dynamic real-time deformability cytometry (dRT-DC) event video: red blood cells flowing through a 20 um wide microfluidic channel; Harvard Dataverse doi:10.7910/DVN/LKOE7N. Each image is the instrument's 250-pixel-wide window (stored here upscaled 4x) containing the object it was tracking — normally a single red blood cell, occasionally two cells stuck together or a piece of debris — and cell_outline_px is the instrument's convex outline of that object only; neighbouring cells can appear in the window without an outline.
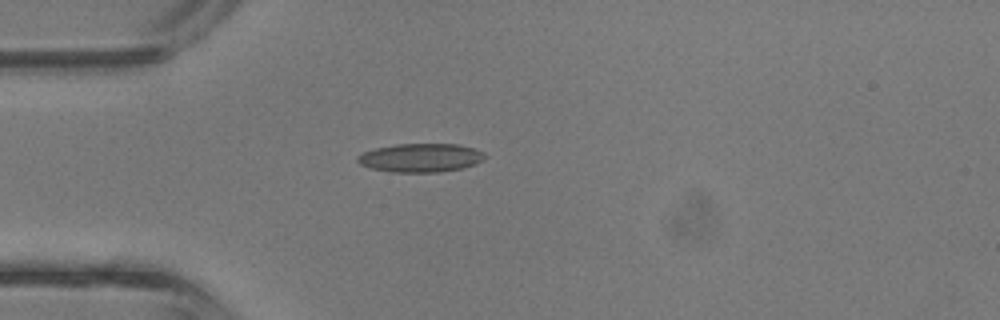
{"species": "common noctule bat (a hibernating species)", "species_latin": "Nyctalus noctula", "temperature_condition": "room temperature", "stored_images_in_passage": 4, "camera_frame_rate_fps": 3000, "um_per_image_px": 0.085, "animal": {"sex": "male", "body_mass_g": 13.3}, "frame": {"image": 1, "passage_image": 4, "time_ms": 1.0, "image_size_px": [1000, 320], "cell_outline_px": [[484, 156], [476, 164], [460, 168], [440, 172], [392, 172], [372, 168], [360, 164], [356, 160], [356, 156], [364, 152], [376, 148], [396, 144], [456, 144], [472, 148], [484, 152]], "centroid_in_image_um": [35.71, 13.41], "position_along_channel_um": 49.3, "area_um2": 20.98}}